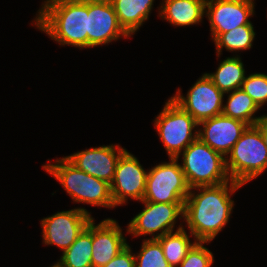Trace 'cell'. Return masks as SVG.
Listing matches in <instances>:
<instances>
[{
    "label": "cell",
    "instance_id": "6da1fadb",
    "mask_svg": "<svg viewBox=\"0 0 267 267\" xmlns=\"http://www.w3.org/2000/svg\"><path fill=\"white\" fill-rule=\"evenodd\" d=\"M242 186L230 180L216 186L190 188L182 222H186L196 241L210 243L223 230L235 205L231 196Z\"/></svg>",
    "mask_w": 267,
    "mask_h": 267
},
{
    "label": "cell",
    "instance_id": "7a4b0ae2",
    "mask_svg": "<svg viewBox=\"0 0 267 267\" xmlns=\"http://www.w3.org/2000/svg\"><path fill=\"white\" fill-rule=\"evenodd\" d=\"M32 23L60 46L88 48V0H44Z\"/></svg>",
    "mask_w": 267,
    "mask_h": 267
},
{
    "label": "cell",
    "instance_id": "3957f363",
    "mask_svg": "<svg viewBox=\"0 0 267 267\" xmlns=\"http://www.w3.org/2000/svg\"><path fill=\"white\" fill-rule=\"evenodd\" d=\"M42 168L60 182L74 203L115 208L110 184L79 170L65 156Z\"/></svg>",
    "mask_w": 267,
    "mask_h": 267
},
{
    "label": "cell",
    "instance_id": "277c9868",
    "mask_svg": "<svg viewBox=\"0 0 267 267\" xmlns=\"http://www.w3.org/2000/svg\"><path fill=\"white\" fill-rule=\"evenodd\" d=\"M181 169L190 188L216 186L230 181L226 169V158L205 144L199 137L178 157Z\"/></svg>",
    "mask_w": 267,
    "mask_h": 267
},
{
    "label": "cell",
    "instance_id": "5b68a950",
    "mask_svg": "<svg viewBox=\"0 0 267 267\" xmlns=\"http://www.w3.org/2000/svg\"><path fill=\"white\" fill-rule=\"evenodd\" d=\"M226 169L230 179L242 185L267 170V146L255 125L246 128L226 156Z\"/></svg>",
    "mask_w": 267,
    "mask_h": 267
},
{
    "label": "cell",
    "instance_id": "8992f818",
    "mask_svg": "<svg viewBox=\"0 0 267 267\" xmlns=\"http://www.w3.org/2000/svg\"><path fill=\"white\" fill-rule=\"evenodd\" d=\"M153 122L169 158H177L198 138L199 123L171 98Z\"/></svg>",
    "mask_w": 267,
    "mask_h": 267
},
{
    "label": "cell",
    "instance_id": "52a82bcc",
    "mask_svg": "<svg viewBox=\"0 0 267 267\" xmlns=\"http://www.w3.org/2000/svg\"><path fill=\"white\" fill-rule=\"evenodd\" d=\"M190 187L177 158H169L148 169L146 191L142 201L184 203Z\"/></svg>",
    "mask_w": 267,
    "mask_h": 267
},
{
    "label": "cell",
    "instance_id": "ba28073f",
    "mask_svg": "<svg viewBox=\"0 0 267 267\" xmlns=\"http://www.w3.org/2000/svg\"><path fill=\"white\" fill-rule=\"evenodd\" d=\"M140 202L144 204V209L126 227V233L136 238L148 234L151 239L162 237L174 231L178 218L183 219L184 203Z\"/></svg>",
    "mask_w": 267,
    "mask_h": 267
},
{
    "label": "cell",
    "instance_id": "9c48e42d",
    "mask_svg": "<svg viewBox=\"0 0 267 267\" xmlns=\"http://www.w3.org/2000/svg\"><path fill=\"white\" fill-rule=\"evenodd\" d=\"M224 95L206 73H203L188 90L186 97L178 89L170 98L200 123L222 114Z\"/></svg>",
    "mask_w": 267,
    "mask_h": 267
},
{
    "label": "cell",
    "instance_id": "30bf717a",
    "mask_svg": "<svg viewBox=\"0 0 267 267\" xmlns=\"http://www.w3.org/2000/svg\"><path fill=\"white\" fill-rule=\"evenodd\" d=\"M92 218L91 212L83 207L44 217L40 222L43 237L42 244L55 245L63 253L75 242Z\"/></svg>",
    "mask_w": 267,
    "mask_h": 267
},
{
    "label": "cell",
    "instance_id": "8fae6325",
    "mask_svg": "<svg viewBox=\"0 0 267 267\" xmlns=\"http://www.w3.org/2000/svg\"><path fill=\"white\" fill-rule=\"evenodd\" d=\"M148 169L145 170L137 157L125 151L119 158L112 183L111 196L115 207L129 200L142 201L146 191Z\"/></svg>",
    "mask_w": 267,
    "mask_h": 267
},
{
    "label": "cell",
    "instance_id": "7c38bea8",
    "mask_svg": "<svg viewBox=\"0 0 267 267\" xmlns=\"http://www.w3.org/2000/svg\"><path fill=\"white\" fill-rule=\"evenodd\" d=\"M254 0H206L205 16L209 20L212 41L221 33L252 24Z\"/></svg>",
    "mask_w": 267,
    "mask_h": 267
},
{
    "label": "cell",
    "instance_id": "4fadbf2b",
    "mask_svg": "<svg viewBox=\"0 0 267 267\" xmlns=\"http://www.w3.org/2000/svg\"><path fill=\"white\" fill-rule=\"evenodd\" d=\"M129 38L118 22L110 0H88V48Z\"/></svg>",
    "mask_w": 267,
    "mask_h": 267
},
{
    "label": "cell",
    "instance_id": "5bb4252c",
    "mask_svg": "<svg viewBox=\"0 0 267 267\" xmlns=\"http://www.w3.org/2000/svg\"><path fill=\"white\" fill-rule=\"evenodd\" d=\"M125 151L119 144H110L77 151L65 157L79 170L111 184L117 162Z\"/></svg>",
    "mask_w": 267,
    "mask_h": 267
},
{
    "label": "cell",
    "instance_id": "9a60e30c",
    "mask_svg": "<svg viewBox=\"0 0 267 267\" xmlns=\"http://www.w3.org/2000/svg\"><path fill=\"white\" fill-rule=\"evenodd\" d=\"M198 137L225 158L249 126L247 123L224 116H214L199 123Z\"/></svg>",
    "mask_w": 267,
    "mask_h": 267
},
{
    "label": "cell",
    "instance_id": "2e32d148",
    "mask_svg": "<svg viewBox=\"0 0 267 267\" xmlns=\"http://www.w3.org/2000/svg\"><path fill=\"white\" fill-rule=\"evenodd\" d=\"M94 219L92 218V267H103L128 243L115 219L107 218L97 225Z\"/></svg>",
    "mask_w": 267,
    "mask_h": 267
},
{
    "label": "cell",
    "instance_id": "e0dca14e",
    "mask_svg": "<svg viewBox=\"0 0 267 267\" xmlns=\"http://www.w3.org/2000/svg\"><path fill=\"white\" fill-rule=\"evenodd\" d=\"M158 14L173 26H192L202 23L206 0H162ZM160 8V9H159Z\"/></svg>",
    "mask_w": 267,
    "mask_h": 267
},
{
    "label": "cell",
    "instance_id": "ac0fdd59",
    "mask_svg": "<svg viewBox=\"0 0 267 267\" xmlns=\"http://www.w3.org/2000/svg\"><path fill=\"white\" fill-rule=\"evenodd\" d=\"M120 26L131 37L149 19L155 0H110Z\"/></svg>",
    "mask_w": 267,
    "mask_h": 267
},
{
    "label": "cell",
    "instance_id": "d6986e66",
    "mask_svg": "<svg viewBox=\"0 0 267 267\" xmlns=\"http://www.w3.org/2000/svg\"><path fill=\"white\" fill-rule=\"evenodd\" d=\"M244 64L239 55L226 57L220 61L216 72L206 73L221 92L228 93L240 89L246 78Z\"/></svg>",
    "mask_w": 267,
    "mask_h": 267
},
{
    "label": "cell",
    "instance_id": "ffe728a7",
    "mask_svg": "<svg viewBox=\"0 0 267 267\" xmlns=\"http://www.w3.org/2000/svg\"><path fill=\"white\" fill-rule=\"evenodd\" d=\"M92 245L91 220L54 265L56 267H92Z\"/></svg>",
    "mask_w": 267,
    "mask_h": 267
},
{
    "label": "cell",
    "instance_id": "44dd1931",
    "mask_svg": "<svg viewBox=\"0 0 267 267\" xmlns=\"http://www.w3.org/2000/svg\"><path fill=\"white\" fill-rule=\"evenodd\" d=\"M176 228L174 232L166 233L157 238L162 246L166 261L172 267H178L187 256V253L198 242L195 239L194 241L190 240L193 235L190 232L187 234L182 223Z\"/></svg>",
    "mask_w": 267,
    "mask_h": 267
},
{
    "label": "cell",
    "instance_id": "7402d4cb",
    "mask_svg": "<svg viewBox=\"0 0 267 267\" xmlns=\"http://www.w3.org/2000/svg\"><path fill=\"white\" fill-rule=\"evenodd\" d=\"M225 94H228V98L226 104L223 105L222 114L224 116L241 120L249 126L255 125L256 122L264 116H255V113L260 110V108L241 88Z\"/></svg>",
    "mask_w": 267,
    "mask_h": 267
},
{
    "label": "cell",
    "instance_id": "603a6c76",
    "mask_svg": "<svg viewBox=\"0 0 267 267\" xmlns=\"http://www.w3.org/2000/svg\"><path fill=\"white\" fill-rule=\"evenodd\" d=\"M256 33L253 24L242 25L231 31L219 34L215 42L217 56L220 57L225 48L229 52H240L252 48Z\"/></svg>",
    "mask_w": 267,
    "mask_h": 267
},
{
    "label": "cell",
    "instance_id": "cb8c5ba5",
    "mask_svg": "<svg viewBox=\"0 0 267 267\" xmlns=\"http://www.w3.org/2000/svg\"><path fill=\"white\" fill-rule=\"evenodd\" d=\"M134 256L135 267H172L166 261L162 246L157 239H144L139 253Z\"/></svg>",
    "mask_w": 267,
    "mask_h": 267
},
{
    "label": "cell",
    "instance_id": "d4e9b609",
    "mask_svg": "<svg viewBox=\"0 0 267 267\" xmlns=\"http://www.w3.org/2000/svg\"><path fill=\"white\" fill-rule=\"evenodd\" d=\"M241 89L246 92L261 109L267 105V74L251 73L244 79Z\"/></svg>",
    "mask_w": 267,
    "mask_h": 267
},
{
    "label": "cell",
    "instance_id": "484cf974",
    "mask_svg": "<svg viewBox=\"0 0 267 267\" xmlns=\"http://www.w3.org/2000/svg\"><path fill=\"white\" fill-rule=\"evenodd\" d=\"M203 244L197 242L178 267H211L214 263L213 253Z\"/></svg>",
    "mask_w": 267,
    "mask_h": 267
},
{
    "label": "cell",
    "instance_id": "4316f807",
    "mask_svg": "<svg viewBox=\"0 0 267 267\" xmlns=\"http://www.w3.org/2000/svg\"><path fill=\"white\" fill-rule=\"evenodd\" d=\"M128 245L103 267H135V256Z\"/></svg>",
    "mask_w": 267,
    "mask_h": 267
},
{
    "label": "cell",
    "instance_id": "83f0119b",
    "mask_svg": "<svg viewBox=\"0 0 267 267\" xmlns=\"http://www.w3.org/2000/svg\"><path fill=\"white\" fill-rule=\"evenodd\" d=\"M255 126L260 130L264 144L267 146V114L259 119Z\"/></svg>",
    "mask_w": 267,
    "mask_h": 267
}]
</instances>
